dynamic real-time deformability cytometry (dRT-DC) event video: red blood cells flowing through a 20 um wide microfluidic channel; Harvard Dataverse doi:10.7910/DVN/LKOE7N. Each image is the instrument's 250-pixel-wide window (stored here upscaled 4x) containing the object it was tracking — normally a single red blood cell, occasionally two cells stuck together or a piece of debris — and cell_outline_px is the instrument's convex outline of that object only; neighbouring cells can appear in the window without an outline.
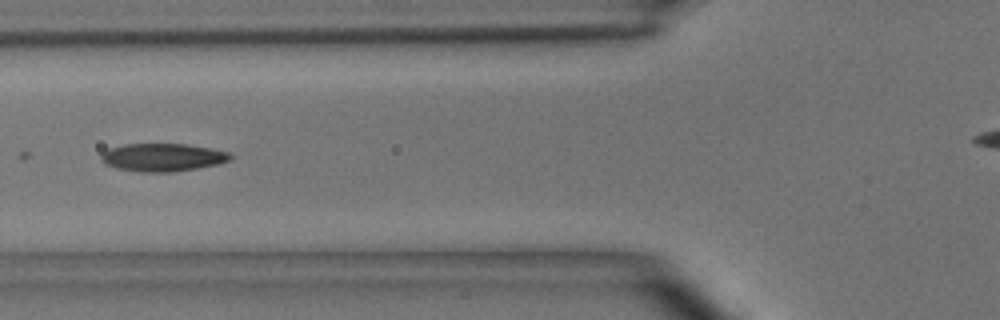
{"species": "common noctule bat (a hibernating species)", "species_latin": "Nyctalus noctula", "temperature_condition": "room temperature", "stored_images_in_passage": 4, "camera_frame_rate_fps": 3000, "um_per_image_px": 0.085, "animal": {"sex": "male", "body_mass_g": 15.6}, "frame": {"image": 1, "passage_image": 3, "time_ms": 2.333, "image_size_px": [1000, 320], "cell_outline_px": [[232, 156], [228, 160], [216, 164], [196, 168], [172, 172], [140, 172], [116, 168], [104, 164], [100, 160], [100, 156], [108, 148], [124, 144], [188, 144], [228, 152]], "centroid_in_image_um": [13.75, 13.37], "position_along_channel_um": 112.1, "area_um2": 20.92}}